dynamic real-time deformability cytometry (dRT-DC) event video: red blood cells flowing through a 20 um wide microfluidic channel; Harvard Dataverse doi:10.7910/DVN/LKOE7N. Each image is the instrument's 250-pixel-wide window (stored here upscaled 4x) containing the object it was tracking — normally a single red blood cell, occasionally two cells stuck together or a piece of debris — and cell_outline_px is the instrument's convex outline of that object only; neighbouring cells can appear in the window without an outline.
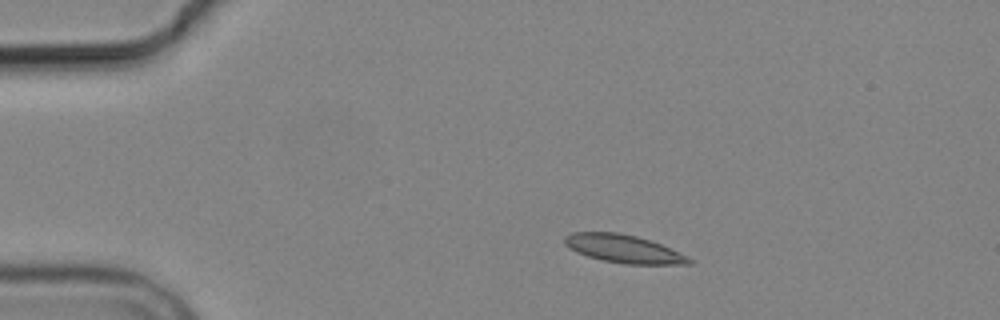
{"species": "common noctule bat (a hibernating species)", "species_latin": "Nyctalus noctula", "temperature_condition": "cold", "stored_images_in_passage": 3, "camera_frame_rate_fps": 3000, "um_per_image_px": 0.085, "animal": {"sex": "male", "body_mass_g": 19.2, "forearm_length_mm": 51.8}, "frame": {"image": 1, "passage_image": 2, "time_ms": 1.333, "image_size_px": [1000, 320], "cell_outline_px": [[692, 264], [624, 264], [604, 260], [588, 256], [576, 252], [568, 248], [564, 244], [564, 236], [572, 232], [616, 232], [636, 236], [672, 248], [688, 256], [692, 260]], "centroid_in_image_um": [52.99, 21.14], "position_along_channel_um": 32.0, "area_um2": 20.35}}